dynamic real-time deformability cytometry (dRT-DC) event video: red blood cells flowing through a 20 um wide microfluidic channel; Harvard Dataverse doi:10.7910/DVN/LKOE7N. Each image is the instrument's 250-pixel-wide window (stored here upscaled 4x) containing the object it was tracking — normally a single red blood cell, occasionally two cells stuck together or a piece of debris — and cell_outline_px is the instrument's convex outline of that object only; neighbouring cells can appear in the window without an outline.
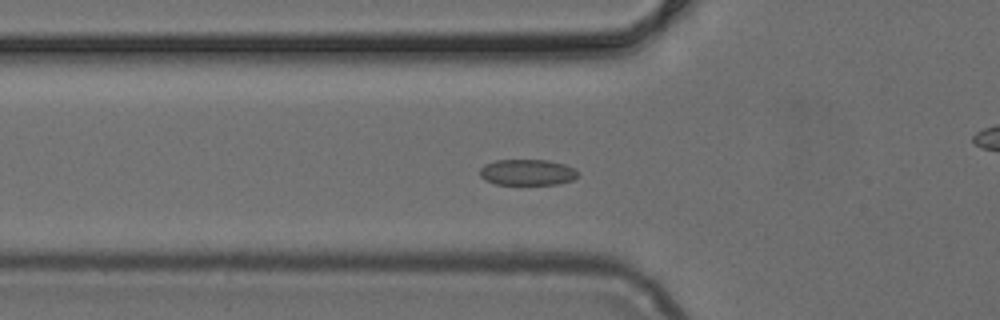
{"species": "common noctule bat (a hibernating species)", "species_latin": "Nyctalus noctula", "temperature_condition": "cold", "stored_images_in_passage": 51, "camera_frame_rate_fps": 3000, "um_per_image_px": 0.085, "animal": {"sex": "female", "body_mass_g": 24.6, "forearm_length_mm": 56.2}, "frame": {"image": 1, "passage_image": 17, "time_ms": 5.333, "image_size_px": [1000, 320], "cell_outline_px": [[580, 172], [572, 180], [560, 184], [496, 184], [484, 180], [480, 176], [480, 168], [484, 164], [496, 160], [548, 160], [564, 164], [576, 168]], "centroid_in_image_um": [44.83, 14.64], "position_along_channel_um": 81.0, "area_um2": 14.97}}
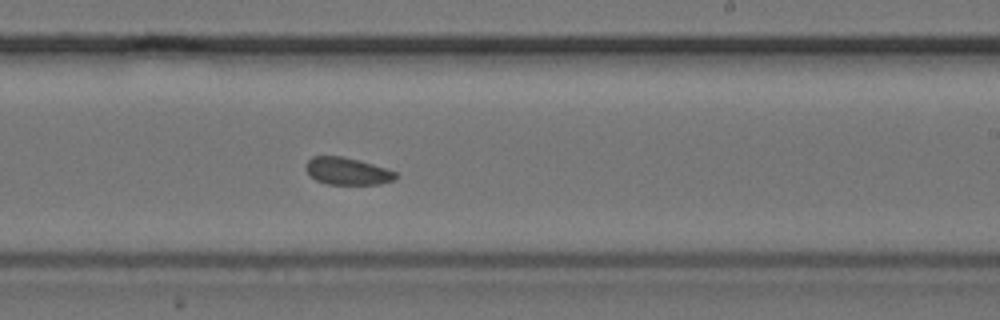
{"frame": {"image": 2, "passage_image": 30, "time_ms": 9.667, "image_size_px": [1000, 320], "cell_outline_px": [[400, 176], [392, 180], [380, 184], [328, 184], [316, 180], [304, 168], [304, 164], [312, 156], [340, 156], [360, 160], [396, 172]], "centroid_in_image_um": [29.5, 14.54], "position_along_channel_um": 259.5, "area_um2": 14.22}}
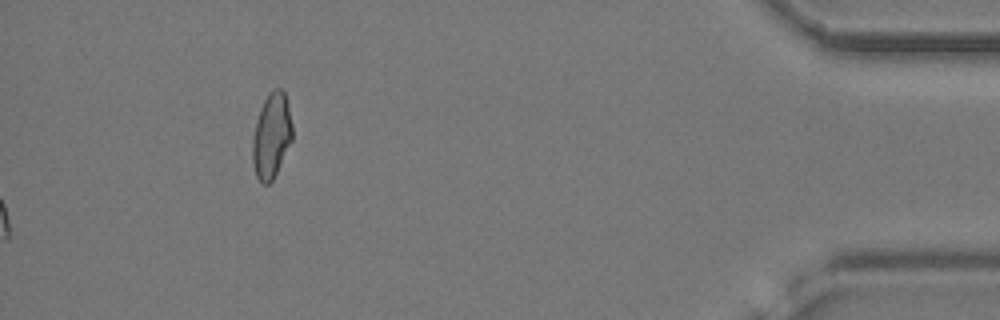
{"frame": {"image": 3, "passage_image": 51, "time_ms": 16.667, "image_size_px": [1000, 320], "cell_outline_px": [[292, 140], [272, 180], [268, 184], [260, 184], [256, 176], [252, 160], [252, 140], [256, 120], [260, 108], [268, 92], [276, 88], [280, 88], [284, 92], [288, 104], [292, 124]], "centroid_in_image_um": [23.06, 11.52], "position_along_channel_um": 412.1, "area_um2": 19.77}}